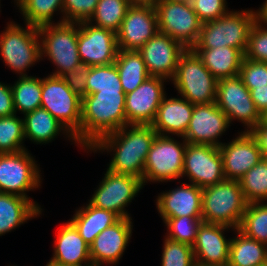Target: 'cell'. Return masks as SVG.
<instances>
[{
  "mask_svg": "<svg viewBox=\"0 0 267 266\" xmlns=\"http://www.w3.org/2000/svg\"><path fill=\"white\" fill-rule=\"evenodd\" d=\"M156 135L152 125L128 124L99 138L87 153L106 150L113 156L108 170L142 180L145 160Z\"/></svg>",
  "mask_w": 267,
  "mask_h": 266,
  "instance_id": "obj_1",
  "label": "cell"
},
{
  "mask_svg": "<svg viewBox=\"0 0 267 266\" xmlns=\"http://www.w3.org/2000/svg\"><path fill=\"white\" fill-rule=\"evenodd\" d=\"M125 99L124 91H98L82 98L80 147L84 151L126 125Z\"/></svg>",
  "mask_w": 267,
  "mask_h": 266,
  "instance_id": "obj_2",
  "label": "cell"
},
{
  "mask_svg": "<svg viewBox=\"0 0 267 266\" xmlns=\"http://www.w3.org/2000/svg\"><path fill=\"white\" fill-rule=\"evenodd\" d=\"M256 20V10L253 9L228 11L218 19L202 23L199 38L191 49L228 46L245 53L249 32Z\"/></svg>",
  "mask_w": 267,
  "mask_h": 266,
  "instance_id": "obj_3",
  "label": "cell"
},
{
  "mask_svg": "<svg viewBox=\"0 0 267 266\" xmlns=\"http://www.w3.org/2000/svg\"><path fill=\"white\" fill-rule=\"evenodd\" d=\"M239 181L225 179L202 189V221L239 228L247 208Z\"/></svg>",
  "mask_w": 267,
  "mask_h": 266,
  "instance_id": "obj_4",
  "label": "cell"
},
{
  "mask_svg": "<svg viewBox=\"0 0 267 266\" xmlns=\"http://www.w3.org/2000/svg\"><path fill=\"white\" fill-rule=\"evenodd\" d=\"M78 31L79 22L53 23L38 27L41 60L47 57L56 66L51 76L61 77L81 61L77 49Z\"/></svg>",
  "mask_w": 267,
  "mask_h": 266,
  "instance_id": "obj_5",
  "label": "cell"
},
{
  "mask_svg": "<svg viewBox=\"0 0 267 266\" xmlns=\"http://www.w3.org/2000/svg\"><path fill=\"white\" fill-rule=\"evenodd\" d=\"M0 56L15 74L28 76L26 71L41 61L38 27L8 22L0 33Z\"/></svg>",
  "mask_w": 267,
  "mask_h": 266,
  "instance_id": "obj_6",
  "label": "cell"
},
{
  "mask_svg": "<svg viewBox=\"0 0 267 266\" xmlns=\"http://www.w3.org/2000/svg\"><path fill=\"white\" fill-rule=\"evenodd\" d=\"M171 83L174 84L180 97L193 105L210 104L216 101L218 80L191 48L179 58Z\"/></svg>",
  "mask_w": 267,
  "mask_h": 266,
  "instance_id": "obj_7",
  "label": "cell"
},
{
  "mask_svg": "<svg viewBox=\"0 0 267 266\" xmlns=\"http://www.w3.org/2000/svg\"><path fill=\"white\" fill-rule=\"evenodd\" d=\"M181 141L172 136L156 135L145 160L144 186L148 182L164 183L182 178L187 141L183 137Z\"/></svg>",
  "mask_w": 267,
  "mask_h": 266,
  "instance_id": "obj_8",
  "label": "cell"
},
{
  "mask_svg": "<svg viewBox=\"0 0 267 266\" xmlns=\"http://www.w3.org/2000/svg\"><path fill=\"white\" fill-rule=\"evenodd\" d=\"M82 98L75 94L61 77L42 78L41 108L62 123L80 145Z\"/></svg>",
  "mask_w": 267,
  "mask_h": 266,
  "instance_id": "obj_9",
  "label": "cell"
},
{
  "mask_svg": "<svg viewBox=\"0 0 267 266\" xmlns=\"http://www.w3.org/2000/svg\"><path fill=\"white\" fill-rule=\"evenodd\" d=\"M41 170L34 156L27 150L0 154V193L29 198L41 211V206L28 197L27 192L41 186Z\"/></svg>",
  "mask_w": 267,
  "mask_h": 266,
  "instance_id": "obj_10",
  "label": "cell"
},
{
  "mask_svg": "<svg viewBox=\"0 0 267 266\" xmlns=\"http://www.w3.org/2000/svg\"><path fill=\"white\" fill-rule=\"evenodd\" d=\"M143 187L141 179L107 169L88 201L95 207L115 213L119 218H132L126 207Z\"/></svg>",
  "mask_w": 267,
  "mask_h": 266,
  "instance_id": "obj_11",
  "label": "cell"
},
{
  "mask_svg": "<svg viewBox=\"0 0 267 266\" xmlns=\"http://www.w3.org/2000/svg\"><path fill=\"white\" fill-rule=\"evenodd\" d=\"M215 103L226 114L230 124L235 120L241 122L245 126L244 132L264 120L251 98L250 90L239 76L218 80Z\"/></svg>",
  "mask_w": 267,
  "mask_h": 266,
  "instance_id": "obj_12",
  "label": "cell"
},
{
  "mask_svg": "<svg viewBox=\"0 0 267 266\" xmlns=\"http://www.w3.org/2000/svg\"><path fill=\"white\" fill-rule=\"evenodd\" d=\"M158 30L182 43L187 49L197 42L202 22L192 4L158 1L155 5Z\"/></svg>",
  "mask_w": 267,
  "mask_h": 266,
  "instance_id": "obj_13",
  "label": "cell"
},
{
  "mask_svg": "<svg viewBox=\"0 0 267 266\" xmlns=\"http://www.w3.org/2000/svg\"><path fill=\"white\" fill-rule=\"evenodd\" d=\"M185 176L201 189L225 180L219 147L187 142L182 178Z\"/></svg>",
  "mask_w": 267,
  "mask_h": 266,
  "instance_id": "obj_14",
  "label": "cell"
},
{
  "mask_svg": "<svg viewBox=\"0 0 267 266\" xmlns=\"http://www.w3.org/2000/svg\"><path fill=\"white\" fill-rule=\"evenodd\" d=\"M187 48L158 31L139 50L150 77H160L171 81L176 73L177 64Z\"/></svg>",
  "mask_w": 267,
  "mask_h": 266,
  "instance_id": "obj_15",
  "label": "cell"
},
{
  "mask_svg": "<svg viewBox=\"0 0 267 266\" xmlns=\"http://www.w3.org/2000/svg\"><path fill=\"white\" fill-rule=\"evenodd\" d=\"M77 49L81 61L93 66L115 63L118 54L117 33L97 27L88 21L79 22Z\"/></svg>",
  "mask_w": 267,
  "mask_h": 266,
  "instance_id": "obj_16",
  "label": "cell"
},
{
  "mask_svg": "<svg viewBox=\"0 0 267 266\" xmlns=\"http://www.w3.org/2000/svg\"><path fill=\"white\" fill-rule=\"evenodd\" d=\"M158 31L155 6L132 4L117 32L118 49L138 51Z\"/></svg>",
  "mask_w": 267,
  "mask_h": 266,
  "instance_id": "obj_17",
  "label": "cell"
},
{
  "mask_svg": "<svg viewBox=\"0 0 267 266\" xmlns=\"http://www.w3.org/2000/svg\"><path fill=\"white\" fill-rule=\"evenodd\" d=\"M164 82L169 81L160 77H149L134 91L126 94V125H151L154 122L158 107L167 94Z\"/></svg>",
  "mask_w": 267,
  "mask_h": 266,
  "instance_id": "obj_18",
  "label": "cell"
},
{
  "mask_svg": "<svg viewBox=\"0 0 267 266\" xmlns=\"http://www.w3.org/2000/svg\"><path fill=\"white\" fill-rule=\"evenodd\" d=\"M226 114L216 103L194 105L184 139L192 144H205L220 147L222 134L229 129Z\"/></svg>",
  "mask_w": 267,
  "mask_h": 266,
  "instance_id": "obj_19",
  "label": "cell"
},
{
  "mask_svg": "<svg viewBox=\"0 0 267 266\" xmlns=\"http://www.w3.org/2000/svg\"><path fill=\"white\" fill-rule=\"evenodd\" d=\"M132 230V218H120L99 233L90 245L92 266L116 265L131 240Z\"/></svg>",
  "mask_w": 267,
  "mask_h": 266,
  "instance_id": "obj_20",
  "label": "cell"
},
{
  "mask_svg": "<svg viewBox=\"0 0 267 266\" xmlns=\"http://www.w3.org/2000/svg\"><path fill=\"white\" fill-rule=\"evenodd\" d=\"M226 179L240 178L263 158L261 150L248 132H238V136L219 147Z\"/></svg>",
  "mask_w": 267,
  "mask_h": 266,
  "instance_id": "obj_21",
  "label": "cell"
},
{
  "mask_svg": "<svg viewBox=\"0 0 267 266\" xmlns=\"http://www.w3.org/2000/svg\"><path fill=\"white\" fill-rule=\"evenodd\" d=\"M231 227L202 222L192 245L197 264L228 266L231 239L224 234Z\"/></svg>",
  "mask_w": 267,
  "mask_h": 266,
  "instance_id": "obj_22",
  "label": "cell"
},
{
  "mask_svg": "<svg viewBox=\"0 0 267 266\" xmlns=\"http://www.w3.org/2000/svg\"><path fill=\"white\" fill-rule=\"evenodd\" d=\"M156 208L163 221L182 216H202V189L183 182L177 188L158 194Z\"/></svg>",
  "mask_w": 267,
  "mask_h": 266,
  "instance_id": "obj_23",
  "label": "cell"
},
{
  "mask_svg": "<svg viewBox=\"0 0 267 266\" xmlns=\"http://www.w3.org/2000/svg\"><path fill=\"white\" fill-rule=\"evenodd\" d=\"M55 236L50 261L65 266H92L90 246L70 220L60 226Z\"/></svg>",
  "mask_w": 267,
  "mask_h": 266,
  "instance_id": "obj_24",
  "label": "cell"
},
{
  "mask_svg": "<svg viewBox=\"0 0 267 266\" xmlns=\"http://www.w3.org/2000/svg\"><path fill=\"white\" fill-rule=\"evenodd\" d=\"M194 105L183 97L167 98L165 95L151 124L157 135L184 137ZM171 134V135H170Z\"/></svg>",
  "mask_w": 267,
  "mask_h": 266,
  "instance_id": "obj_25",
  "label": "cell"
},
{
  "mask_svg": "<svg viewBox=\"0 0 267 266\" xmlns=\"http://www.w3.org/2000/svg\"><path fill=\"white\" fill-rule=\"evenodd\" d=\"M23 116L24 137L34 144H48L54 141L60 133L77 144L71 132L47 110L38 108Z\"/></svg>",
  "mask_w": 267,
  "mask_h": 266,
  "instance_id": "obj_26",
  "label": "cell"
},
{
  "mask_svg": "<svg viewBox=\"0 0 267 266\" xmlns=\"http://www.w3.org/2000/svg\"><path fill=\"white\" fill-rule=\"evenodd\" d=\"M41 214L42 211L29 198L0 193V236Z\"/></svg>",
  "mask_w": 267,
  "mask_h": 266,
  "instance_id": "obj_27",
  "label": "cell"
},
{
  "mask_svg": "<svg viewBox=\"0 0 267 266\" xmlns=\"http://www.w3.org/2000/svg\"><path fill=\"white\" fill-rule=\"evenodd\" d=\"M192 50L217 80L238 76L244 59V53L240 49L222 46Z\"/></svg>",
  "mask_w": 267,
  "mask_h": 266,
  "instance_id": "obj_28",
  "label": "cell"
},
{
  "mask_svg": "<svg viewBox=\"0 0 267 266\" xmlns=\"http://www.w3.org/2000/svg\"><path fill=\"white\" fill-rule=\"evenodd\" d=\"M120 218L113 212L103 210L88 204L76 209L75 214L69 219L78 229L80 236L90 246L95 238L107 227L112 226Z\"/></svg>",
  "mask_w": 267,
  "mask_h": 266,
  "instance_id": "obj_29",
  "label": "cell"
},
{
  "mask_svg": "<svg viewBox=\"0 0 267 266\" xmlns=\"http://www.w3.org/2000/svg\"><path fill=\"white\" fill-rule=\"evenodd\" d=\"M230 243L228 266H267V244L245 236L238 229Z\"/></svg>",
  "mask_w": 267,
  "mask_h": 266,
  "instance_id": "obj_30",
  "label": "cell"
},
{
  "mask_svg": "<svg viewBox=\"0 0 267 266\" xmlns=\"http://www.w3.org/2000/svg\"><path fill=\"white\" fill-rule=\"evenodd\" d=\"M115 65L125 94L134 91L150 77L141 54L136 50H118Z\"/></svg>",
  "mask_w": 267,
  "mask_h": 266,
  "instance_id": "obj_31",
  "label": "cell"
},
{
  "mask_svg": "<svg viewBox=\"0 0 267 266\" xmlns=\"http://www.w3.org/2000/svg\"><path fill=\"white\" fill-rule=\"evenodd\" d=\"M12 88L14 109L23 115L41 108L42 78L37 76H18Z\"/></svg>",
  "mask_w": 267,
  "mask_h": 266,
  "instance_id": "obj_32",
  "label": "cell"
},
{
  "mask_svg": "<svg viewBox=\"0 0 267 266\" xmlns=\"http://www.w3.org/2000/svg\"><path fill=\"white\" fill-rule=\"evenodd\" d=\"M14 3L25 24L36 27L53 24V17L57 11L63 15L64 0H14Z\"/></svg>",
  "mask_w": 267,
  "mask_h": 266,
  "instance_id": "obj_33",
  "label": "cell"
},
{
  "mask_svg": "<svg viewBox=\"0 0 267 266\" xmlns=\"http://www.w3.org/2000/svg\"><path fill=\"white\" fill-rule=\"evenodd\" d=\"M131 5L132 3L129 0H99L95 12L88 22L117 33L121 27L122 20L125 18L127 9Z\"/></svg>",
  "mask_w": 267,
  "mask_h": 266,
  "instance_id": "obj_34",
  "label": "cell"
},
{
  "mask_svg": "<svg viewBox=\"0 0 267 266\" xmlns=\"http://www.w3.org/2000/svg\"><path fill=\"white\" fill-rule=\"evenodd\" d=\"M238 181L248 204L267 201V159L262 158Z\"/></svg>",
  "mask_w": 267,
  "mask_h": 266,
  "instance_id": "obj_35",
  "label": "cell"
},
{
  "mask_svg": "<svg viewBox=\"0 0 267 266\" xmlns=\"http://www.w3.org/2000/svg\"><path fill=\"white\" fill-rule=\"evenodd\" d=\"M238 230L249 238L267 244V202L248 204Z\"/></svg>",
  "mask_w": 267,
  "mask_h": 266,
  "instance_id": "obj_36",
  "label": "cell"
},
{
  "mask_svg": "<svg viewBox=\"0 0 267 266\" xmlns=\"http://www.w3.org/2000/svg\"><path fill=\"white\" fill-rule=\"evenodd\" d=\"M24 141L23 118L16 114L0 117V154L27 150Z\"/></svg>",
  "mask_w": 267,
  "mask_h": 266,
  "instance_id": "obj_37",
  "label": "cell"
},
{
  "mask_svg": "<svg viewBox=\"0 0 267 266\" xmlns=\"http://www.w3.org/2000/svg\"><path fill=\"white\" fill-rule=\"evenodd\" d=\"M86 85L87 95L98 91H123L115 63L90 67Z\"/></svg>",
  "mask_w": 267,
  "mask_h": 266,
  "instance_id": "obj_38",
  "label": "cell"
},
{
  "mask_svg": "<svg viewBox=\"0 0 267 266\" xmlns=\"http://www.w3.org/2000/svg\"><path fill=\"white\" fill-rule=\"evenodd\" d=\"M163 222L168 232L166 238L192 246L203 221L202 216H182L167 218Z\"/></svg>",
  "mask_w": 267,
  "mask_h": 266,
  "instance_id": "obj_39",
  "label": "cell"
},
{
  "mask_svg": "<svg viewBox=\"0 0 267 266\" xmlns=\"http://www.w3.org/2000/svg\"><path fill=\"white\" fill-rule=\"evenodd\" d=\"M161 266H195L193 248L191 245L176 242L164 237Z\"/></svg>",
  "mask_w": 267,
  "mask_h": 266,
  "instance_id": "obj_40",
  "label": "cell"
},
{
  "mask_svg": "<svg viewBox=\"0 0 267 266\" xmlns=\"http://www.w3.org/2000/svg\"><path fill=\"white\" fill-rule=\"evenodd\" d=\"M244 58L267 62V23L256 20L248 36Z\"/></svg>",
  "mask_w": 267,
  "mask_h": 266,
  "instance_id": "obj_41",
  "label": "cell"
},
{
  "mask_svg": "<svg viewBox=\"0 0 267 266\" xmlns=\"http://www.w3.org/2000/svg\"><path fill=\"white\" fill-rule=\"evenodd\" d=\"M238 76L251 91L255 87L267 85V62H259L244 58Z\"/></svg>",
  "mask_w": 267,
  "mask_h": 266,
  "instance_id": "obj_42",
  "label": "cell"
},
{
  "mask_svg": "<svg viewBox=\"0 0 267 266\" xmlns=\"http://www.w3.org/2000/svg\"><path fill=\"white\" fill-rule=\"evenodd\" d=\"M99 0H64L62 22H81L88 21L94 14Z\"/></svg>",
  "mask_w": 267,
  "mask_h": 266,
  "instance_id": "obj_43",
  "label": "cell"
},
{
  "mask_svg": "<svg viewBox=\"0 0 267 266\" xmlns=\"http://www.w3.org/2000/svg\"><path fill=\"white\" fill-rule=\"evenodd\" d=\"M191 4L202 23L218 19L229 11L226 0H192Z\"/></svg>",
  "mask_w": 267,
  "mask_h": 266,
  "instance_id": "obj_44",
  "label": "cell"
},
{
  "mask_svg": "<svg viewBox=\"0 0 267 266\" xmlns=\"http://www.w3.org/2000/svg\"><path fill=\"white\" fill-rule=\"evenodd\" d=\"M90 65L80 61L73 70L67 71L61 76L68 87L80 98L87 95V79L89 77Z\"/></svg>",
  "mask_w": 267,
  "mask_h": 266,
  "instance_id": "obj_45",
  "label": "cell"
},
{
  "mask_svg": "<svg viewBox=\"0 0 267 266\" xmlns=\"http://www.w3.org/2000/svg\"><path fill=\"white\" fill-rule=\"evenodd\" d=\"M14 114L16 112L11 85L0 82V117H8Z\"/></svg>",
  "mask_w": 267,
  "mask_h": 266,
  "instance_id": "obj_46",
  "label": "cell"
},
{
  "mask_svg": "<svg viewBox=\"0 0 267 266\" xmlns=\"http://www.w3.org/2000/svg\"><path fill=\"white\" fill-rule=\"evenodd\" d=\"M248 133L255 140L258 148L261 150L262 157L267 159V122H259L252 127Z\"/></svg>",
  "mask_w": 267,
  "mask_h": 266,
  "instance_id": "obj_47",
  "label": "cell"
},
{
  "mask_svg": "<svg viewBox=\"0 0 267 266\" xmlns=\"http://www.w3.org/2000/svg\"><path fill=\"white\" fill-rule=\"evenodd\" d=\"M250 93L257 110L265 118L267 116V85L255 87Z\"/></svg>",
  "mask_w": 267,
  "mask_h": 266,
  "instance_id": "obj_48",
  "label": "cell"
},
{
  "mask_svg": "<svg viewBox=\"0 0 267 266\" xmlns=\"http://www.w3.org/2000/svg\"><path fill=\"white\" fill-rule=\"evenodd\" d=\"M256 17L258 21L267 23V0L256 10Z\"/></svg>",
  "mask_w": 267,
  "mask_h": 266,
  "instance_id": "obj_49",
  "label": "cell"
},
{
  "mask_svg": "<svg viewBox=\"0 0 267 266\" xmlns=\"http://www.w3.org/2000/svg\"><path fill=\"white\" fill-rule=\"evenodd\" d=\"M132 4L155 5L158 0H129Z\"/></svg>",
  "mask_w": 267,
  "mask_h": 266,
  "instance_id": "obj_50",
  "label": "cell"
},
{
  "mask_svg": "<svg viewBox=\"0 0 267 266\" xmlns=\"http://www.w3.org/2000/svg\"><path fill=\"white\" fill-rule=\"evenodd\" d=\"M158 1H171V2H180V3H187V4L192 3V0H158Z\"/></svg>",
  "mask_w": 267,
  "mask_h": 266,
  "instance_id": "obj_51",
  "label": "cell"
},
{
  "mask_svg": "<svg viewBox=\"0 0 267 266\" xmlns=\"http://www.w3.org/2000/svg\"><path fill=\"white\" fill-rule=\"evenodd\" d=\"M45 266H65V265H59L49 260V262Z\"/></svg>",
  "mask_w": 267,
  "mask_h": 266,
  "instance_id": "obj_52",
  "label": "cell"
},
{
  "mask_svg": "<svg viewBox=\"0 0 267 266\" xmlns=\"http://www.w3.org/2000/svg\"><path fill=\"white\" fill-rule=\"evenodd\" d=\"M195 266H214V265H202V264H197Z\"/></svg>",
  "mask_w": 267,
  "mask_h": 266,
  "instance_id": "obj_53",
  "label": "cell"
}]
</instances>
